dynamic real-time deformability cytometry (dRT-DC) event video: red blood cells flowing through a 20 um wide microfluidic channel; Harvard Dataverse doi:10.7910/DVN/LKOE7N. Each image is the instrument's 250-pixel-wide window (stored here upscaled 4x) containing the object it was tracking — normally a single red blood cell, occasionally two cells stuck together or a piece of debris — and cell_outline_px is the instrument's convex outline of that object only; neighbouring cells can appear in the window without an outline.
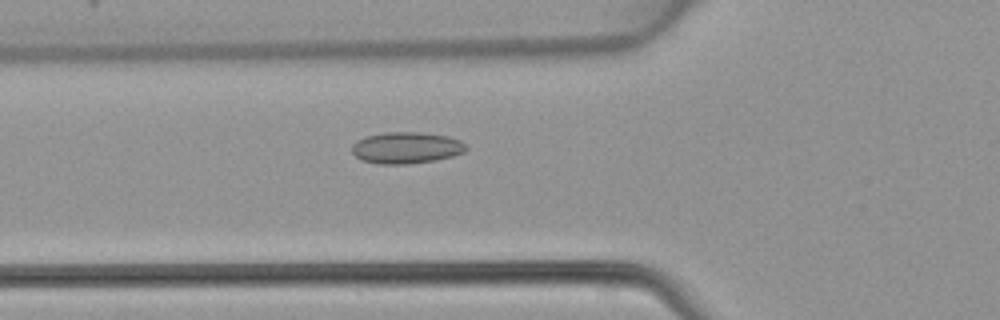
{"species": "common noctule bat (a hibernating species)", "species_latin": "Nyctalus noctula", "temperature_condition": "warm", "stored_images_in_passage": 47, "camera_frame_rate_fps": 3000, "um_per_image_px": 0.085, "animal": {"sex": "female", "body_mass_g": 22.7, "forearm_length_mm": 54.2}, "frame": {"image": 1, "passage_image": 17, "time_ms": 5.333, "image_size_px": [1000, 320], "cell_outline_px": [[468, 148], [464, 152], [452, 156], [436, 160], [408, 164], [380, 164], [364, 160], [356, 156], [352, 152], [352, 144], [356, 140], [364, 136], [384, 132], [420, 132], [448, 136], [460, 140], [468, 144]], "centroid_in_image_um": [34.55, 12.55], "position_along_channel_um": 91.2, "area_um2": 21.15}}
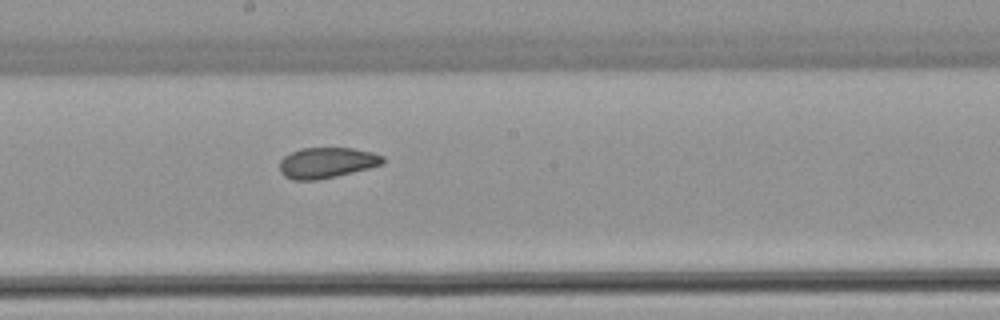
{"frame": {"image": 2, "passage_image": 26, "time_ms": 8.333, "image_size_px": [1000, 320], "cell_outline_px": [[384, 160], [380, 164], [368, 168], [336, 176], [316, 180], [292, 180], [284, 176], [280, 172], [280, 160], [284, 156], [300, 148], [352, 148], [372, 152], [384, 156]], "centroid_in_image_um": [27.74, 13.83], "position_along_channel_um": 220.5, "area_um2": 18.32}}
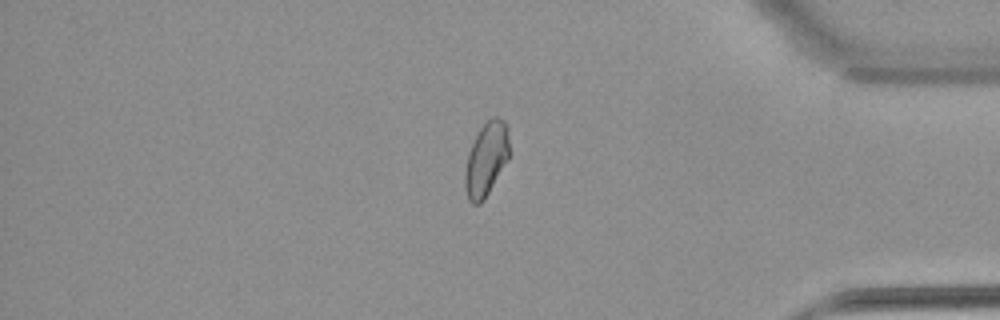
{"frame": {"image": 3, "passage_image": 40, "time_ms": 13.0, "image_size_px": [1000, 320], "cell_outline_px": [[508, 160], [484, 200], [480, 204], [472, 204], [468, 200], [464, 184], [464, 172], [468, 152], [480, 128], [492, 116], [500, 116], [508, 124]], "centroid_in_image_um": [41.32, 13.52], "position_along_channel_um": 393.9, "area_um2": 19.19}}